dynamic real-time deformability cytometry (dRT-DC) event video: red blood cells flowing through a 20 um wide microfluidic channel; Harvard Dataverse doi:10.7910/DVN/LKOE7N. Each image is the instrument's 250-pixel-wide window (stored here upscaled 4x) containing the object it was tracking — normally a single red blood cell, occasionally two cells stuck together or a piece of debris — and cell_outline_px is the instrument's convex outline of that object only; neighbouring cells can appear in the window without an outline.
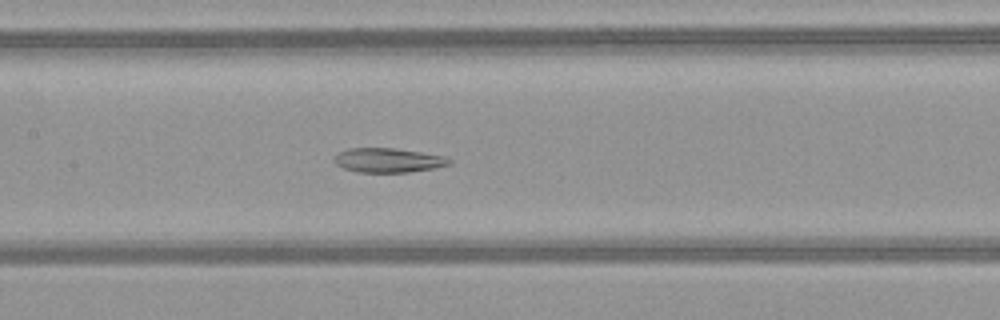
{"species": "common noctule bat (a hibernating species)", "species_latin": "Nyctalus noctula", "temperature_condition": "warm", "stored_images_in_passage": 52, "camera_frame_rate_fps": 3000, "um_per_image_px": 0.085, "animal": {"sex": "female", "body_mass_g": 21.9}, "frame": {"image": 1, "passage_image": 26, "time_ms": 8.333, "image_size_px": [1000, 320], "cell_outline_px": [[452, 164], [432, 168], [408, 172], [356, 172], [344, 168], [336, 164], [332, 160], [340, 152], [348, 148], [396, 148], [444, 156], [452, 160]], "centroid_in_image_um": [32.99, 13.62], "position_along_channel_um": 174.4, "area_um2": 16.24}}
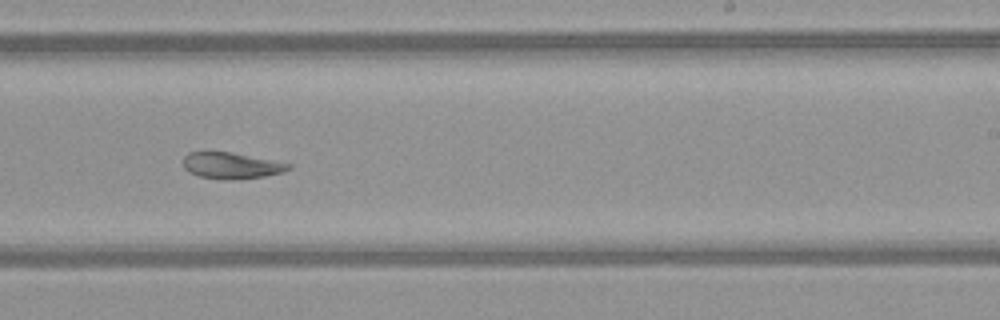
{"frame": {"image": 2, "passage_image": 33, "time_ms": 10.667, "image_size_px": [1000, 320], "cell_outline_px": [[292, 168], [284, 172], [264, 176], [232, 180], [224, 180], [200, 176], [188, 172], [184, 168], [184, 156], [188, 152], [232, 152], [292, 164]], "centroid_in_image_um": [19.68, 14.08], "position_along_channel_um": 269.3, "area_um2": 16.13}}
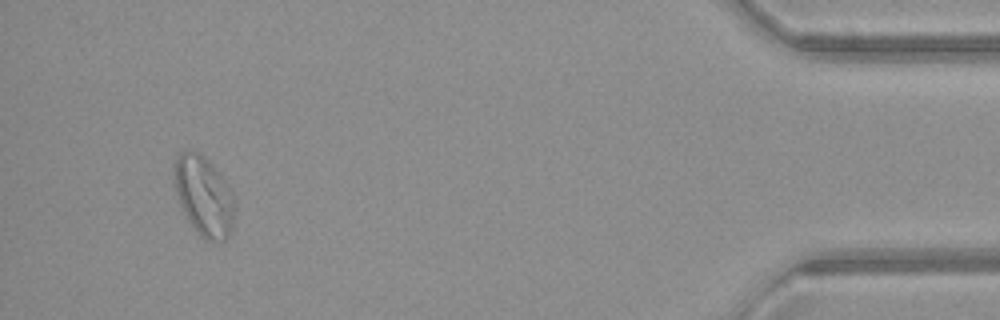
{"frame": {"image": 3, "passage_image": 49, "time_ms": 16.0, "image_size_px": [1000, 320], "cell_outline_px": [[232, 228], [228, 236], [224, 240], [216, 244], [204, 240], [200, 236], [188, 220], [180, 204], [176, 192], [172, 164], [176, 156], [180, 152], [200, 152], [212, 164], [228, 184], [232, 196]], "centroid_in_image_um": [17.29, 16.67], "position_along_channel_um": 417.9, "area_um2": 27.98}, "authors_computed_cell_mechanics": {"area_um2": 23.3223, "velocity_mm_per_s": 4.0967, "shape_relaxation_time_tau1_ms": null, "shape_relaxation_time_tau2_ms": 2.2827, "deformation_change_tau1": null, "deformation_change_tau2": 0.071}}